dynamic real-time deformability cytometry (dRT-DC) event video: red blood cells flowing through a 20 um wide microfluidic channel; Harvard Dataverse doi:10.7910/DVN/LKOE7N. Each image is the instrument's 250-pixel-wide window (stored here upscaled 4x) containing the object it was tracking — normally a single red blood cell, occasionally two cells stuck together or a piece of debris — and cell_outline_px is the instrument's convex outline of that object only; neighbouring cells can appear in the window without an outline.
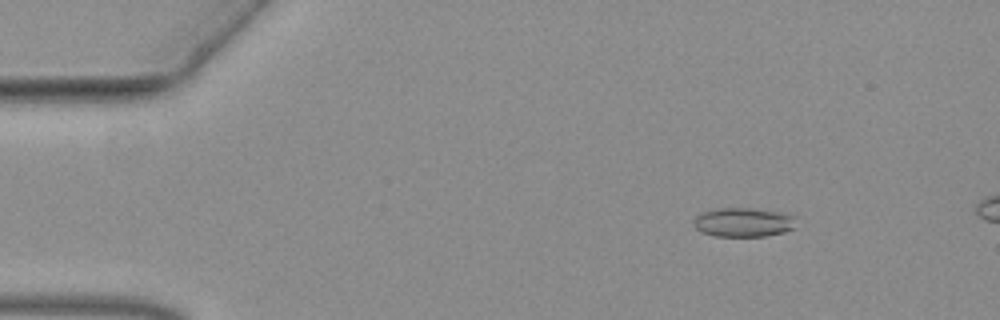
{"species": "common noctule bat (a hibernating species)", "species_latin": "Nyctalus noctula", "temperature_condition": "warm", "stored_images_in_passage": 15, "camera_frame_rate_fps": 3000, "um_per_image_px": 0.085, "animal": {"sex": "female", "body_mass_g": 19.3, "forearm_length_mm": 54.1}, "frame": {"image": 1, "passage_image": 8, "time_ms": 2.333, "image_size_px": [1000, 320], "cell_outline_px": [[796, 228], [784, 232], [768, 236], [712, 236], [700, 232], [692, 224], [692, 220], [700, 212], [716, 208], [748, 208], [776, 212], [792, 216]], "centroid_in_image_um": [63.1, 18.91], "position_along_channel_um": 21.9, "area_um2": 17.46}}